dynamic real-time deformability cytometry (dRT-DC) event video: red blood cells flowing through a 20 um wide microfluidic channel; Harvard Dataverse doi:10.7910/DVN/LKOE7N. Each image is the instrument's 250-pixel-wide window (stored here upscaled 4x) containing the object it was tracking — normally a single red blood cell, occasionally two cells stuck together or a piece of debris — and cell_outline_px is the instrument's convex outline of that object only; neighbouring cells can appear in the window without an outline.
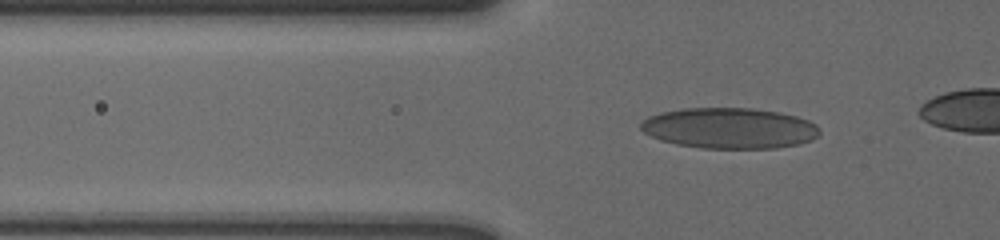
{"species": "human", "species_latin": "Homo sapiens", "temperature_condition": "cold", "stored_images_in_passage": 55, "camera_frame_rate_fps": 3000, "um_per_image_px": 0.085, "donor": {"sex": "male"}, "frame": {"image": 1, "passage_image": 23, "time_ms": 7.333, "image_size_px": [1000, 240], "cell_outline_px": [[820, 132], [812, 140], [796, 144], [776, 148], [700, 148], [676, 144], [660, 140], [644, 132], [640, 128], [640, 124], [648, 116], [664, 112], [684, 108], [752, 108], [780, 112], [796, 116], [808, 120], [816, 124], [820, 128]], "centroid_in_image_um": [62.01, 10.89], "position_along_channel_um": 63.8, "area_um2": 42.43}}
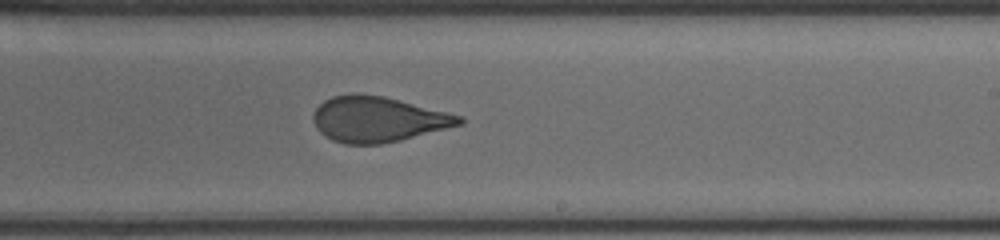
{"frame": {"image": 2, "passage_image": 40, "time_ms": 13.0, "image_size_px": [1000, 240], "cell_outline_px": [[464, 124], [400, 140], [380, 144], [344, 144], [332, 140], [324, 136], [316, 128], [312, 120], [312, 116], [316, 108], [324, 100], [332, 96], [352, 92], [356, 92], [384, 96], [464, 116]], "centroid_in_image_um": [32.1, 10.13], "position_along_channel_um": 256.9, "area_um2": 39.07}}
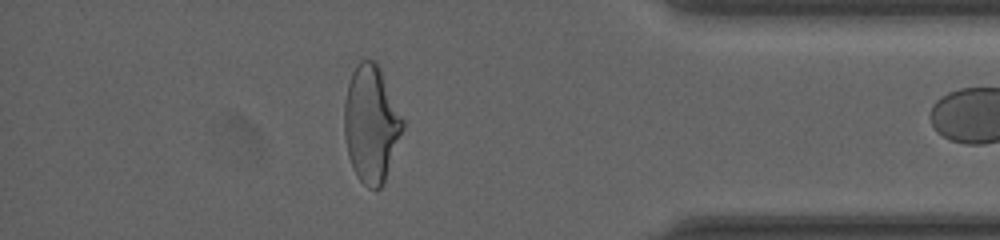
{"frame": {"image": 3, "passage_image": 54, "time_ms": 17.667, "image_size_px": [1000, 240], "cell_outline_px": [[404, 128], [384, 180], [380, 188], [368, 188], [360, 180], [348, 156], [344, 132], [344, 104], [348, 84], [352, 72], [360, 60], [376, 60], [380, 68], [404, 120]], "centroid_in_image_um": [31.54, 10.5], "position_along_channel_um": 403.7, "area_um2": 39.36}}